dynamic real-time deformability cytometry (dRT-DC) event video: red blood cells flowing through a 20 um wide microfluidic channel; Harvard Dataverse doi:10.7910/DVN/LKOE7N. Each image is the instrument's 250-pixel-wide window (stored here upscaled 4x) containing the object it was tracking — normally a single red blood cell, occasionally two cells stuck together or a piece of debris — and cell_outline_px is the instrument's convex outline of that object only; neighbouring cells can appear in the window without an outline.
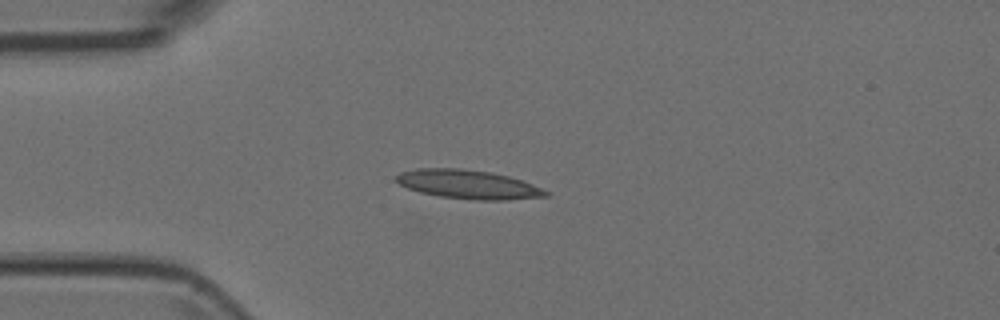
{"species": "Egyptian fruit bat (a non-hibernating species)", "species_latin": "Rousettus aegyptiacus", "temperature_condition": "room temperature", "stored_images_in_passage": 3, "camera_frame_rate_fps": 3000, "um_per_image_px": 0.085, "animal": {"sex": "female"}, "frame": {"image": 1, "passage_image": 3, "time_ms": 0.667, "image_size_px": [1000, 320], "cell_outline_px": [[548, 196], [508, 200], [476, 200], [440, 196], [420, 192], [408, 188], [400, 184], [396, 180], [396, 176], [400, 172], [416, 168], [460, 168], [492, 172], [508, 176], [532, 184], [548, 192]], "centroid_in_image_um": [39.78, 15.67], "position_along_channel_um": 45.2, "area_um2": 25.03}}